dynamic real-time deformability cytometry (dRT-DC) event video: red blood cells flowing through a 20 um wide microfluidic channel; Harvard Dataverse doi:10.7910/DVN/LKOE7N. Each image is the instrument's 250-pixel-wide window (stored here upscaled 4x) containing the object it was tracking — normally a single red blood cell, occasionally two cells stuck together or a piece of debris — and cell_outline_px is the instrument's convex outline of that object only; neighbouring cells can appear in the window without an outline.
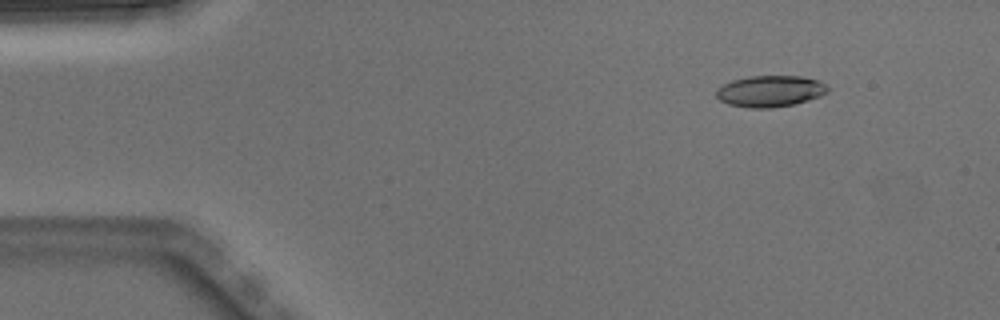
{"species": "Egyptian fruit bat (a non-hibernating species)", "species_latin": "Rousettus aegyptiacus", "temperature_condition": "warm", "stored_images_in_passage": 5, "camera_frame_rate_fps": 3000, "um_per_image_px": 0.085, "animal": {"sex": "male"}, "frame": {"image": 1, "passage_image": 2, "time_ms": 0.333, "image_size_px": [1000, 320], "cell_outline_px": [[828, 92], [820, 96], [808, 100], [792, 104], [772, 108], [748, 108], [728, 104], [720, 100], [716, 96], [716, 88], [732, 80], [752, 76], [800, 76], [816, 80], [824, 84], [828, 88]], "centroid_in_image_um": [65.43, 7.75], "position_along_channel_um": 19.6, "area_um2": 20.23}}
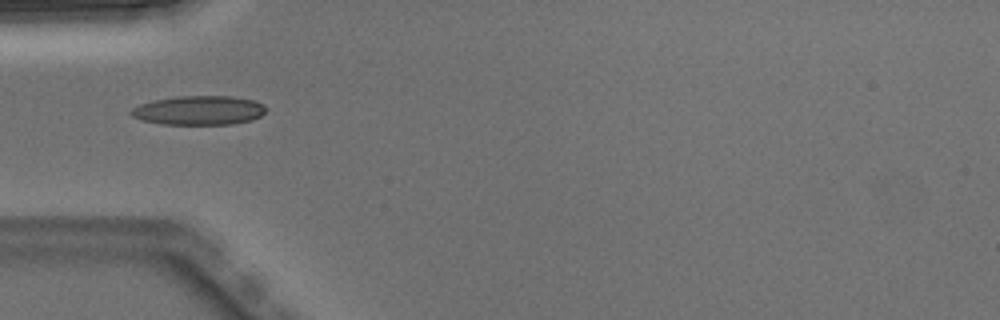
{"frame": {"image": 2, "passage_image": 4, "time_ms": 1.0, "image_size_px": [1000, 320], "cell_outline_px": [[264, 112], [260, 116], [252, 120], [232, 124], [160, 124], [144, 120], [132, 116], [128, 112], [132, 108], [140, 104], [152, 100], [176, 96], [232, 96], [256, 100], [264, 108]], "centroid_in_image_um": [16.88, 9.37], "position_along_channel_um": 68.1, "area_um2": 22.89}}